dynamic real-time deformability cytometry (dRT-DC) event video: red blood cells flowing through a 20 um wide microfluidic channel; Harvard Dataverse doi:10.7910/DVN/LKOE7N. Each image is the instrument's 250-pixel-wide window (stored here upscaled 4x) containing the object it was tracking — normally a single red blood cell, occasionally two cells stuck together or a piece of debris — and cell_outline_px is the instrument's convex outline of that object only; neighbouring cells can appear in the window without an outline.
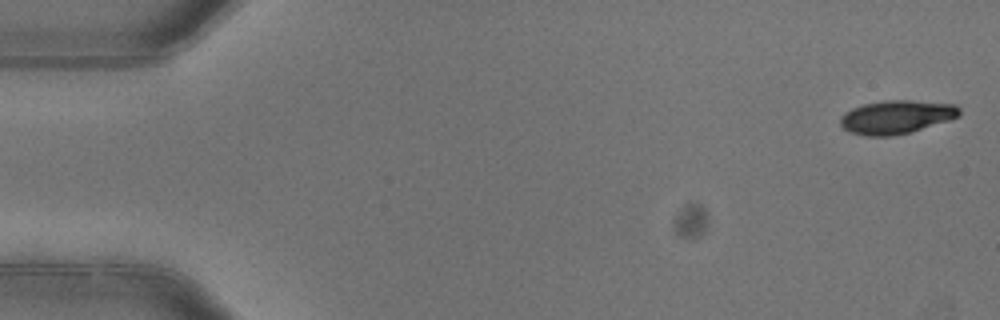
{"species": "common noctule bat (a hibernating species)", "species_latin": "Nyctalus noctula", "temperature_condition": "warm", "stored_images_in_passage": 5, "segment_of_instrument_passage": [2, 2], "camera_frame_rate_fps": 3000, "um_per_image_px": 0.085, "animal": {"sex": "female"}, "frame": {"image": 1, "passage_image": 5, "time_ms": 1.333, "image_size_px": [1000, 320], "cell_outline_px": [[960, 116], [948, 120], [908, 132], [892, 136], [864, 136], [848, 132], [840, 124], [840, 116], [844, 112], [852, 108], [864, 104], [884, 100], [908, 100], [956, 104], [960, 108]], "centroid_in_image_um": [76.15, 9.94], "position_along_channel_um": 8.8, "area_um2": 23.18}}